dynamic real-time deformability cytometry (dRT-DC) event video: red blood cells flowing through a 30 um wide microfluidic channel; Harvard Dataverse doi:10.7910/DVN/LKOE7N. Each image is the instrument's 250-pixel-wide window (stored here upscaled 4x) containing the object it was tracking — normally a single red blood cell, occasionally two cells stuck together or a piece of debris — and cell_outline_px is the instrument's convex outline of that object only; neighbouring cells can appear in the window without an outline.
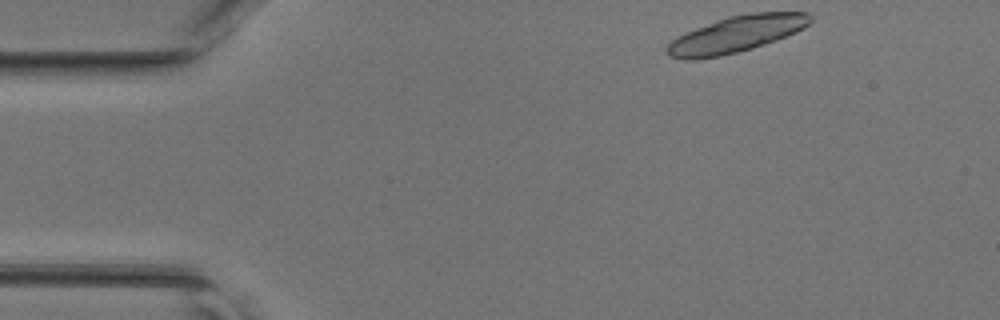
{"species": "common noctule bat (a hibernating species)", "species_latin": "Nyctalus noctula", "temperature_condition": "room temperature", "stored_images_in_passage": 28, "segment_of_instrument_passage": [1, 2], "camera_frame_rate_fps": 3000, "um_per_image_px": 0.085, "animal": {"sex": "female", "body_mass_g": 17.0, "forearm_length_mm": 48.0}, "frame": {"image": 1, "passage_image": 1, "time_ms": 0.0, "image_size_px": [1000, 320], "cell_outline_px": [[812, 20], [804, 28], [796, 32], [764, 44], [752, 48], [720, 56], [696, 60], [684, 60], [668, 56], [664, 52], [664, 48], [672, 40], [696, 28], [716, 20], [728, 16], [752, 12], [808, 12], [812, 16]], "centroid_in_image_um": [62.56, 2.91], "position_along_channel_um": 22.4, "area_um2": 30.29}}